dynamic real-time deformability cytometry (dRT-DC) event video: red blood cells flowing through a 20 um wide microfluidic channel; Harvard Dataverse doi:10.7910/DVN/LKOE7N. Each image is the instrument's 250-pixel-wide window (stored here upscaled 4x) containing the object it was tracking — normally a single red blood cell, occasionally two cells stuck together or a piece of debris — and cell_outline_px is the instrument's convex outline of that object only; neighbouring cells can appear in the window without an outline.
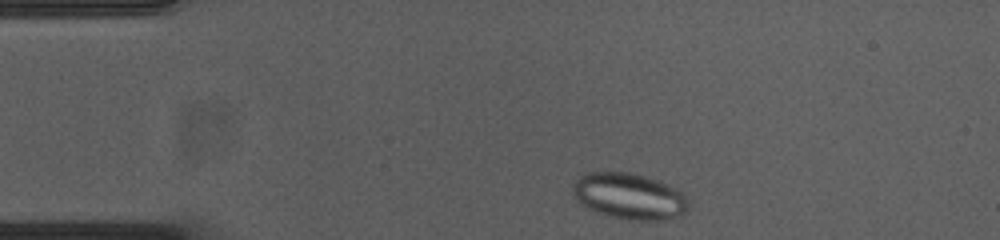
{"species": "common noctule bat (a hibernating species)", "species_latin": "Nyctalus noctula", "temperature_condition": "cold", "stored_images_in_passage": 39, "camera_frame_rate_fps": 3000, "um_per_image_px": 0.085, "animal": {"sex": "female", "body_mass_g": 23.0, "forearm_length_mm": 53.4}, "frame": {"image": 1, "passage_image": 1, "time_ms": 0.0, "image_size_px": [1000, 240], "cell_outline_px": [[688, 212], [680, 216], [660, 220], [620, 220], [596, 212], [588, 208], [576, 196], [572, 188], [576, 180], [580, 176], [588, 172], [628, 172], [660, 180], [676, 188], [688, 200]], "centroid_in_image_um": [53.53, 16.69], "position_along_channel_um": 31.5, "area_um2": 31.1}}
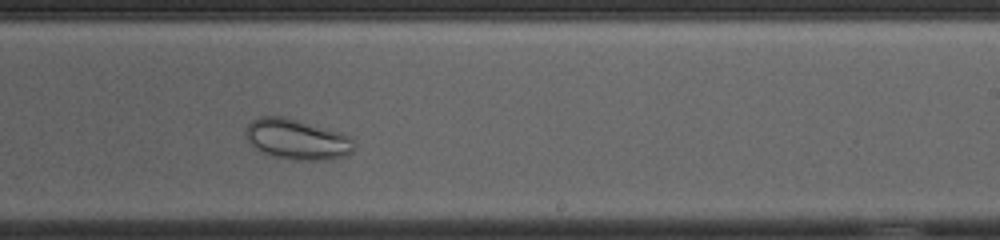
{"frame": {"image": 2, "passage_image": 24, "time_ms": 7.667, "image_size_px": [1000, 240], "cell_outline_px": [[352, 152], [348, 156], [332, 160], [292, 160], [272, 156], [256, 152], [248, 140], [244, 132], [248, 124], [252, 120], [260, 116], [284, 116], [340, 132], [348, 136], [352, 140]], "centroid_in_image_um": [25.2, 11.86], "position_along_channel_um": 263.8, "area_um2": 25.89}}
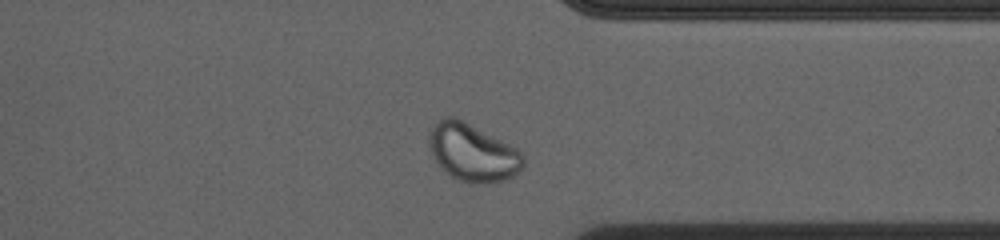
{"frame": {"image": 3, "passage_image": 33, "time_ms": 10.667, "image_size_px": [1000, 240], "cell_outline_px": [[524, 164], [512, 176], [504, 180], [480, 184], [468, 184], [452, 176], [436, 160], [432, 152], [428, 140], [428, 136], [432, 128], [444, 116], [452, 116], [516, 148], [524, 156]], "centroid_in_image_um": [40.17, 12.99], "position_along_channel_um": 371.2, "area_um2": 30.58}, "authors_computed_cell_mechanics": {"area_um2": 29.9982, "velocity_mm_per_s": 3.6634, "shape_relaxation_time_tau1_ms": null, "shape_relaxation_time_tau2_ms": 2.2253, "deformation_change_tau1": null, "deformation_change_tau2": 0.0312}}